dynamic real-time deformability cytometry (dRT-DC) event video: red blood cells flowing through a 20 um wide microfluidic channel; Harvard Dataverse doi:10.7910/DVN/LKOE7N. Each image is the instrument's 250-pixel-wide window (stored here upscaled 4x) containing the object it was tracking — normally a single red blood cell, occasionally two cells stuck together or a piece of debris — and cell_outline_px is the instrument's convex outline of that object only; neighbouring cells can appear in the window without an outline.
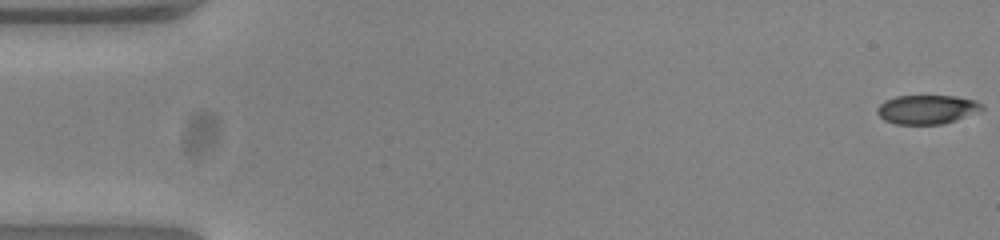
{"species": "common noctule bat (a hibernating species)", "species_latin": "Nyctalus noctula", "temperature_condition": "warm", "stored_images_in_passage": 47, "camera_frame_rate_fps": 3000, "um_per_image_px": 0.085, "animal": {"sex": "female", "body_mass_g": 23.0, "forearm_length_mm": 53.4}, "frame": {"image": 1, "passage_image": 1, "time_ms": 0.0, "image_size_px": [1000, 240], "cell_outline_px": [[984, 108], [980, 112], [944, 124], [896, 124], [884, 120], [876, 112], [876, 108], [884, 100], [896, 96], [956, 96], [976, 100], [984, 104]], "centroid_in_image_um": [78.82, 9.3], "position_along_channel_um": 6.2, "area_um2": 17.98}}
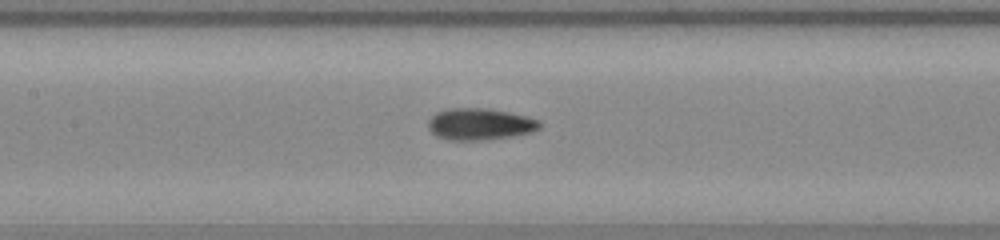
{"frame": {"image": 2, "passage_image": 25, "time_ms": 8.0, "image_size_px": [1000, 240], "cell_outline_px": [[540, 128], [532, 132], [508, 136], [480, 140], [448, 140], [436, 136], [428, 128], [428, 120], [436, 112], [448, 108], [488, 108], [508, 112], [540, 120]], "centroid_in_image_um": [40.75, 10.54], "position_along_channel_um": 166.7, "area_um2": 20.46}}
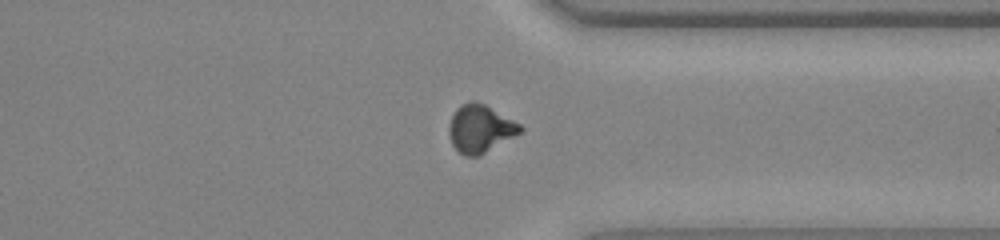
{"frame": {"image": 3, "passage_image": 41, "time_ms": 13.333, "image_size_px": [1000, 240], "cell_outline_px": [[524, 128], [520, 132], [484, 152], [476, 156], [464, 156], [452, 144], [448, 132], [448, 124], [456, 108], [460, 104], [472, 100], [476, 100], [484, 104], [520, 124]], "centroid_in_image_um": [40.76, 10.9], "position_along_channel_um": 370.6, "area_um2": 19.42}}